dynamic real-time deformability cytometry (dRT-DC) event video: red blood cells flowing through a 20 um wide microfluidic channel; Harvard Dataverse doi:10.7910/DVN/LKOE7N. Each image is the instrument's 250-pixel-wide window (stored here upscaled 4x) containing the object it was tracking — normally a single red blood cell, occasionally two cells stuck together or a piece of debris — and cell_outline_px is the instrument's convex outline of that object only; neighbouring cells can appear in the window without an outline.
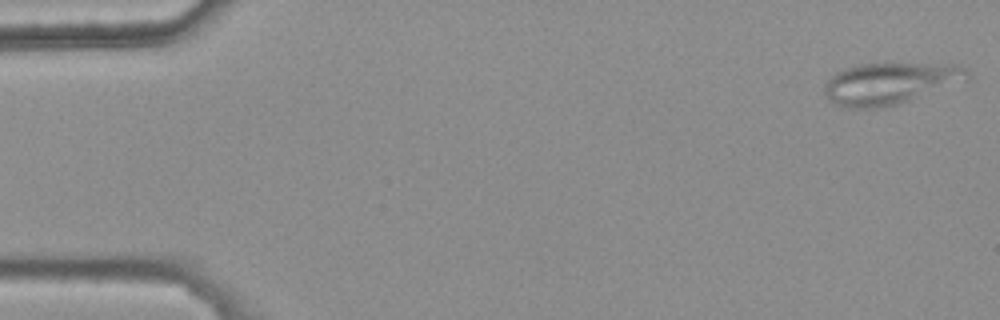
{"species": "common noctule bat (a hibernating species)", "species_latin": "Nyctalus noctula", "temperature_condition": "warm", "stored_images_in_passage": 11, "camera_frame_rate_fps": 3000, "um_per_image_px": 0.085, "animal": {"sex": "female", "body_mass_g": 25.1}, "frame": {"image": 1, "passage_image": 1, "time_ms": 0.0, "image_size_px": [1000, 320], "cell_outline_px": [[972, 80], [896, 104], [876, 108], [848, 108], [836, 104], [828, 100], [824, 92], [824, 80], [836, 72], [844, 68], [856, 64], [888, 60], [960, 64], [972, 76]], "centroid_in_image_um": [75.7, 7.01], "position_along_channel_um": 9.3, "area_um2": 36.53}}